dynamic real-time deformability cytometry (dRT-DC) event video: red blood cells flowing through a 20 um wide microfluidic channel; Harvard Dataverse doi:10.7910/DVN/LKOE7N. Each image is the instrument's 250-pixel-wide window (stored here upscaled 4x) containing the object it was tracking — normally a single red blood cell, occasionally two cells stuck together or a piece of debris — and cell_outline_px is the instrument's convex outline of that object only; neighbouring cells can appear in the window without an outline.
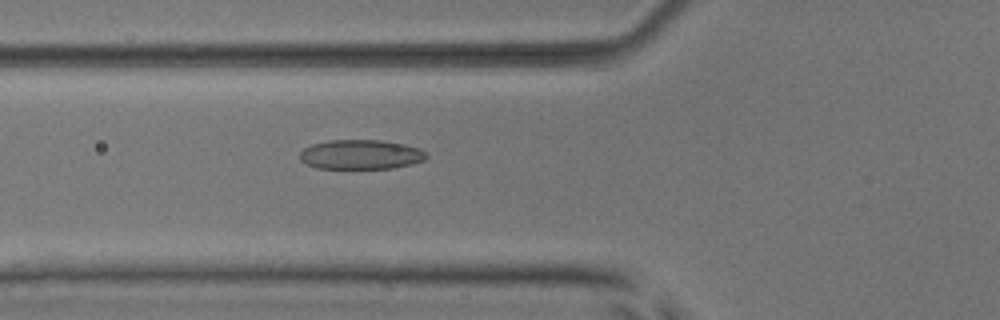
{"species": "common noctule bat (a hibernating species)", "species_latin": "Nyctalus noctula", "temperature_condition": "room temperature", "stored_images_in_passage": 3, "camera_frame_rate_fps": 3000, "um_per_image_px": 0.085, "animal": {"sex": "male", "body_mass_g": 17.9, "forearm_length_mm": 54.2}, "frame": {"image": 1, "passage_image": 3, "time_ms": 0.667, "image_size_px": [1000, 320], "cell_outline_px": [[428, 156], [424, 160], [392, 168], [316, 168], [300, 160], [300, 152], [304, 148], [312, 144], [328, 140], [380, 140], [404, 144], [420, 148], [428, 152]], "centroid_in_image_um": [30.67, 13.12], "position_along_channel_um": 95.1, "area_um2": 21.73}}